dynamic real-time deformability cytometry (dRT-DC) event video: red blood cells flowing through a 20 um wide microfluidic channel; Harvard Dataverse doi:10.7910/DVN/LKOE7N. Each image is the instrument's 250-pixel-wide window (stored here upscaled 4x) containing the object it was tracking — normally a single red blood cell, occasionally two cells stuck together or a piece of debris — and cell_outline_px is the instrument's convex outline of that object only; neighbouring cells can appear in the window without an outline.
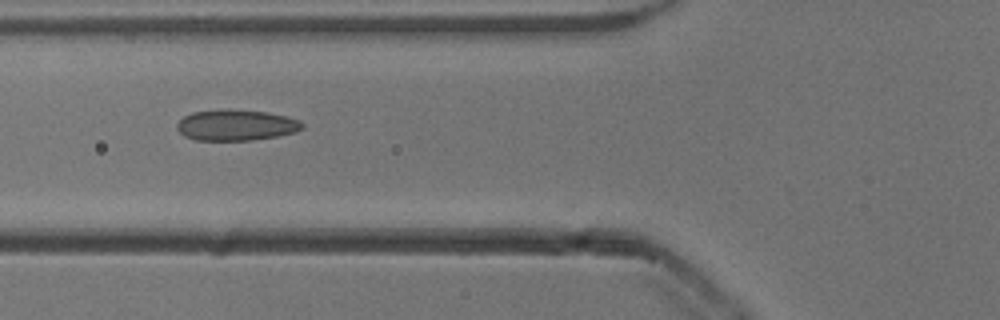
{"species": "common noctule bat (a hibernating species)", "species_latin": "Nyctalus noctula", "temperature_condition": "cold", "stored_images_in_passage": 12, "camera_frame_rate_fps": 3000, "um_per_image_px": 0.085, "animal": {"sex": "male", "body_mass_g": 13.3}, "frame": {"image": 1, "passage_image": 10, "time_ms": 3.0, "image_size_px": [1000, 320], "cell_outline_px": [[304, 128], [296, 132], [276, 136], [252, 140], [196, 140], [184, 136], [176, 128], [176, 124], [184, 116], [192, 112], [268, 112], [288, 116], [300, 120], [304, 124]], "centroid_in_image_um": [20.12, 10.68], "position_along_channel_um": 105.7, "area_um2": 21.79}}